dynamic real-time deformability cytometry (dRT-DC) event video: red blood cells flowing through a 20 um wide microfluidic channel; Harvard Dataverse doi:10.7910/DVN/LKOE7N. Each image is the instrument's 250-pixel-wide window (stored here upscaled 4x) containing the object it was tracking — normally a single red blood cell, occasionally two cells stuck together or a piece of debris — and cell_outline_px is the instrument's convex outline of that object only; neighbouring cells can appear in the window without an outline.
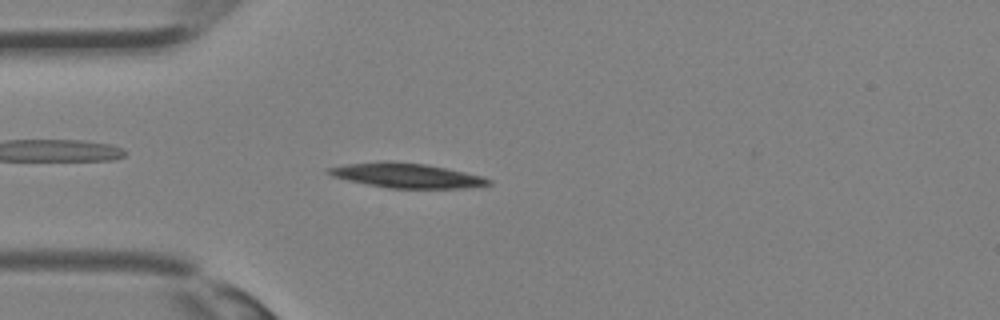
{"species": "Egyptian fruit bat (a non-hibernating species)", "species_latin": "Rousettus aegyptiacus", "temperature_condition": "room temperature", "stored_images_in_passage": 21, "camera_frame_rate_fps": 3000, "um_per_image_px": 0.085, "animal": {"sex": "female"}, "frame": {"image": 1, "passage_image": 9, "time_ms": 2.667, "image_size_px": [1000, 320], "cell_outline_px": [[492, 184], [464, 188], [388, 188], [348, 180], [332, 176], [324, 172], [328, 168], [344, 164], [388, 160], [424, 164], [484, 176], [492, 180]], "centroid_in_image_um": [34.54, 14.91], "position_along_channel_um": 50.5, "area_um2": 22.95}}
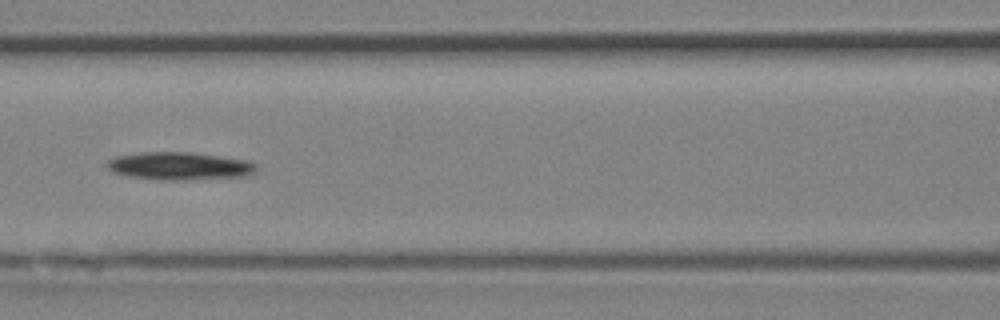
{"frame": {"image": 2, "passage_image": 15, "time_ms": 4.667, "image_size_px": [1000, 320], "cell_outline_px": [[256, 172], [248, 176], [180, 180], [168, 180], [128, 176], [112, 172], [108, 168], [108, 160], [116, 156], [140, 152], [188, 152], [248, 160], [256, 164]], "centroid_in_image_um": [15.28, 14.11], "position_along_channel_um": 151.3, "area_um2": 24.04}}
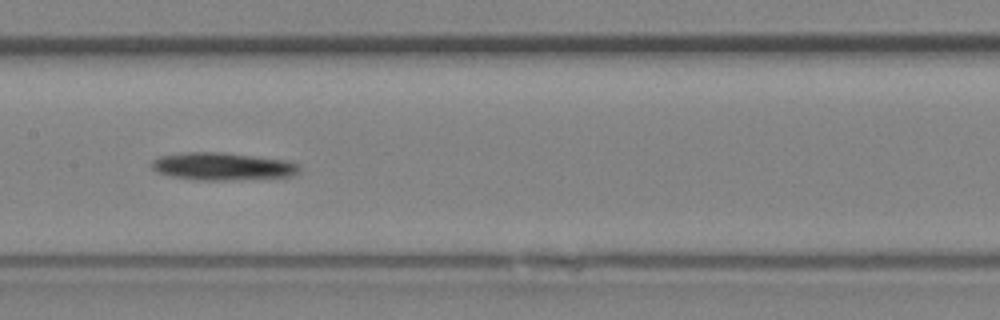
{"frame": {"image": 3, "passage_image": 17, "time_ms": 5.333, "image_size_px": [1000, 320], "cell_outline_px": [[300, 168], [292, 176], [220, 180], [200, 180], [172, 176], [156, 172], [152, 168], [152, 160], [160, 156], [188, 152], [224, 152], [288, 160], [300, 164]], "centroid_in_image_um": [18.92, 14.13], "position_along_channel_um": 188.5, "area_um2": 23.58}}